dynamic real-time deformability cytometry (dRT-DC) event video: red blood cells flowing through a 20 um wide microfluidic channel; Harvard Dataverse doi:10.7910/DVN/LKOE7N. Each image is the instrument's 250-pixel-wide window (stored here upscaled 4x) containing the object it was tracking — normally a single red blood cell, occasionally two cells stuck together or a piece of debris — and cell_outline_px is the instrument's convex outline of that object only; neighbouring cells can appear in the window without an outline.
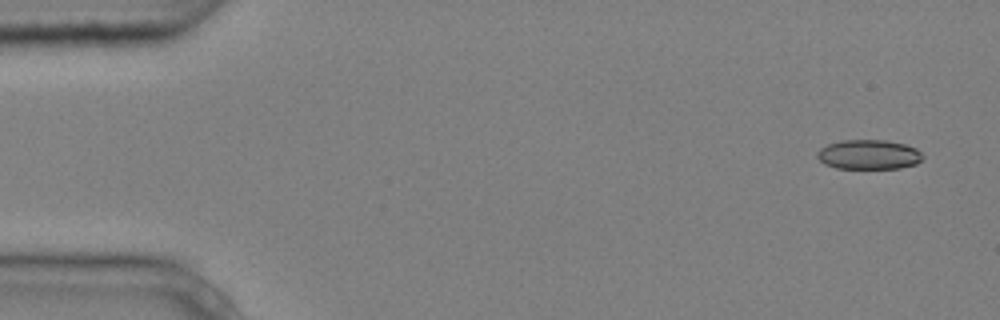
{"species": "common noctule bat (a hibernating species)", "species_latin": "Nyctalus noctula", "temperature_condition": "cold", "stored_images_in_passage": 3, "camera_frame_rate_fps": 3000, "um_per_image_px": 0.085, "animal": {"sex": "male", "body_mass_g": 20.4}, "frame": {"image": 1, "passage_image": 1, "time_ms": 0.0, "image_size_px": [1000, 320], "cell_outline_px": [[924, 156], [916, 164], [900, 168], [836, 168], [824, 164], [816, 156], [816, 152], [820, 148], [828, 144], [840, 140], [888, 140], [904, 144], [916, 148]], "centroid_in_image_um": [73.82, 13.13], "position_along_channel_um": 11.2, "area_um2": 18.26}}
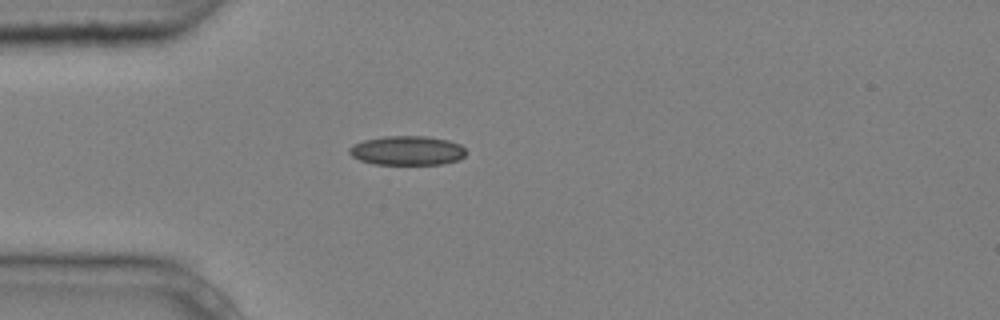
{"frame": {"image": 2, "passage_image": 3, "time_ms": 0.667, "image_size_px": [1000, 320], "cell_outline_px": [[468, 152], [460, 160], [444, 164], [372, 164], [360, 160], [352, 156], [348, 152], [348, 148], [364, 140], [384, 136], [428, 136], [448, 140], [460, 144]], "centroid_in_image_um": [34.65, 12.8], "position_along_channel_um": 50.4, "area_um2": 20.06}}